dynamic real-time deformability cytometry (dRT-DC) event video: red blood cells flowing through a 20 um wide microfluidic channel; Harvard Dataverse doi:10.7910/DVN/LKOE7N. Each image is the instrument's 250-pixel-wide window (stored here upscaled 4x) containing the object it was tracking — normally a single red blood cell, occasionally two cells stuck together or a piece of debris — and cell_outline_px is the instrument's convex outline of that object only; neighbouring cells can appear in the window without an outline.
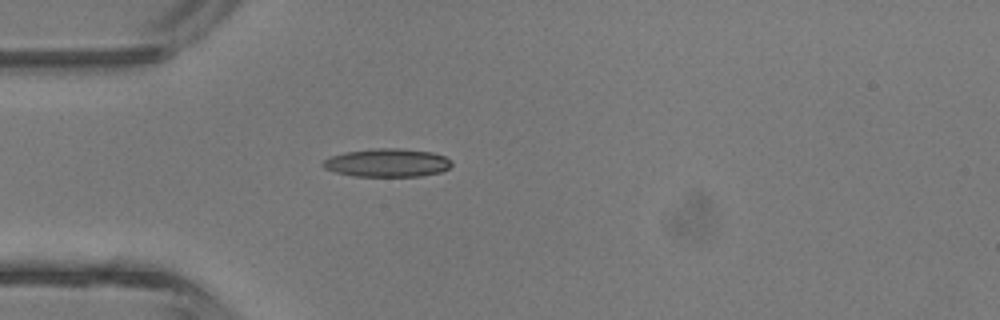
{"species": "common noctule bat (a hibernating species)", "species_latin": "Nyctalus noctula", "temperature_condition": "room temperature", "stored_images_in_passage": 3, "camera_frame_rate_fps": 3000, "um_per_image_px": 0.085, "animal": {"sex": "male", "body_mass_g": 13.3}, "frame": {"image": 1, "passage_image": 3, "time_ms": 2.333, "image_size_px": [1000, 320], "cell_outline_px": [[452, 164], [448, 168], [440, 172], [420, 176], [352, 176], [336, 172], [324, 168], [320, 164], [324, 160], [332, 156], [344, 152], [376, 148], [400, 148], [432, 152], [444, 156], [452, 160]], "centroid_in_image_um": [32.91, 13.83], "position_along_channel_um": 52.1, "area_um2": 21.21}}